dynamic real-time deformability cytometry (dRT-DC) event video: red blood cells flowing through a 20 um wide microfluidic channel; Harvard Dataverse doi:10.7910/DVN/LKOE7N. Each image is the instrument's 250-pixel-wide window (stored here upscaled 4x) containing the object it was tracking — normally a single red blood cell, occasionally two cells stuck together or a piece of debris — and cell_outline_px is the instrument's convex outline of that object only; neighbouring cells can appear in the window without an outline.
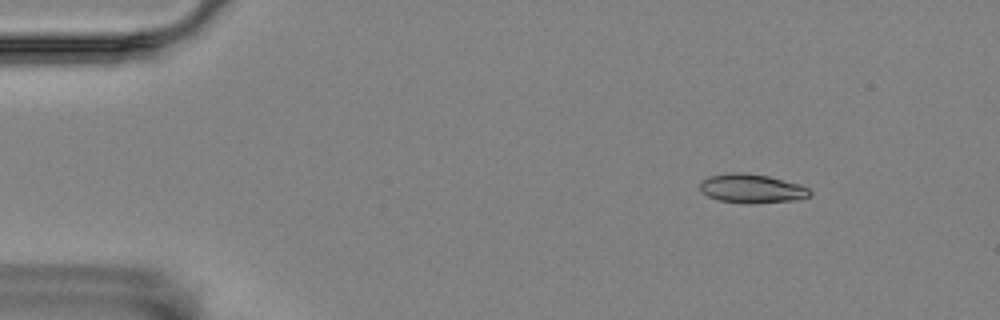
{"species": "Egyptian fruit bat (a non-hibernating species)", "species_latin": "Rousettus aegyptiacus", "temperature_condition": "room temperature", "stored_images_in_passage": 53, "camera_frame_rate_fps": 3000, "um_per_image_px": 0.085, "animal": {"sex": "female"}, "frame": {"image": 1, "passage_image": 4, "time_ms": 1.0, "image_size_px": [1000, 320], "cell_outline_px": [[812, 196], [800, 200], [752, 204], [720, 200], [708, 196], [700, 188], [700, 184], [708, 176], [728, 172], [744, 172], [768, 176], [800, 184], [808, 188], [812, 192]], "centroid_in_image_um": [63.97, 16.03], "position_along_channel_um": 21.0, "area_um2": 18.73}}
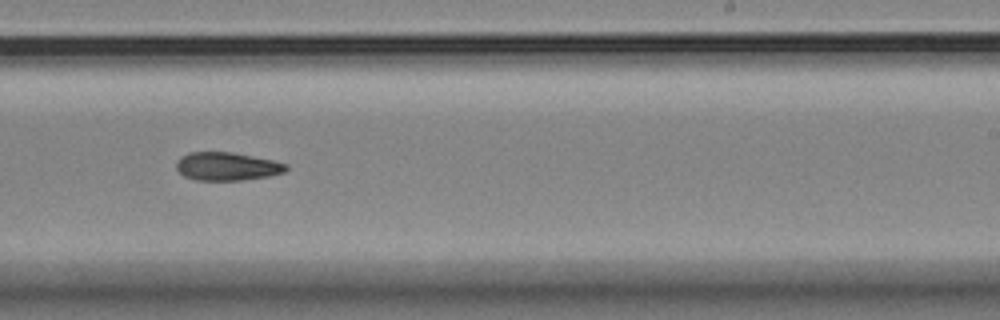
{"frame": {"image": 2, "passage_image": 32, "time_ms": 10.333, "image_size_px": [1000, 320], "cell_outline_px": [[288, 168], [284, 172], [268, 176], [244, 180], [196, 180], [184, 176], [176, 168], [176, 160], [180, 156], [188, 152], [232, 152], [272, 160], [288, 164]], "centroid_in_image_um": [19.27, 14.14], "position_along_channel_um": 269.7, "area_um2": 18.09}}
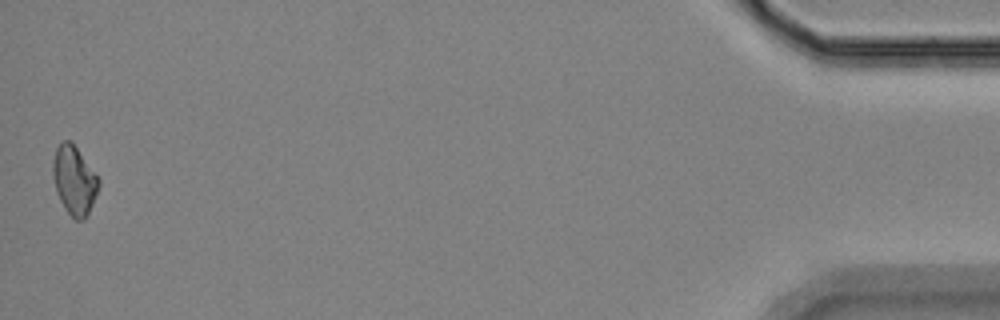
{"frame": {"image": 3, "passage_image": 53, "time_ms": 17.333, "image_size_px": [1000, 320], "cell_outline_px": [[100, 184], [88, 216], [84, 220], [76, 220], [64, 208], [56, 192], [52, 176], [52, 164], [56, 148], [64, 140], [68, 140], [76, 148], [100, 180]], "centroid_in_image_um": [6.3, 15.37], "position_along_channel_um": 428.9, "area_um2": 18.15}}